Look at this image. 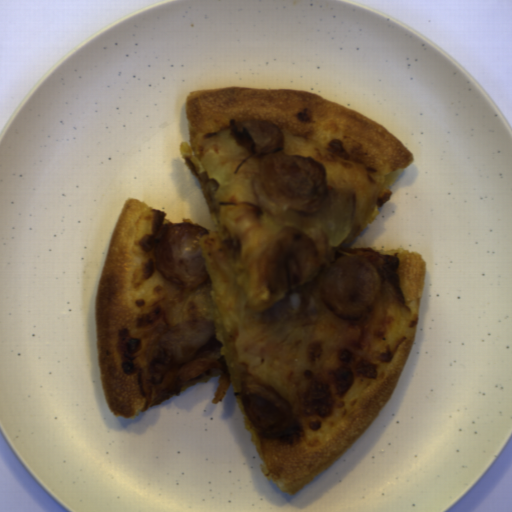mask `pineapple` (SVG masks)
Segmentation results:
<instances>
[{
    "label": "pineapple",
    "instance_id": "2ff11189",
    "mask_svg": "<svg viewBox=\"0 0 512 512\" xmlns=\"http://www.w3.org/2000/svg\"><path fill=\"white\" fill-rule=\"evenodd\" d=\"M354 202L350 193L331 192L315 211L329 246L340 247L351 232Z\"/></svg>",
    "mask_w": 512,
    "mask_h": 512
},
{
    "label": "pineapple",
    "instance_id": "9d759a55",
    "mask_svg": "<svg viewBox=\"0 0 512 512\" xmlns=\"http://www.w3.org/2000/svg\"><path fill=\"white\" fill-rule=\"evenodd\" d=\"M202 169H205L208 178L214 180L218 187L213 193L214 201H221L231 192L233 188L232 177L234 174L232 164H223L219 156L214 152H206L200 159Z\"/></svg>",
    "mask_w": 512,
    "mask_h": 512
}]
</instances>
